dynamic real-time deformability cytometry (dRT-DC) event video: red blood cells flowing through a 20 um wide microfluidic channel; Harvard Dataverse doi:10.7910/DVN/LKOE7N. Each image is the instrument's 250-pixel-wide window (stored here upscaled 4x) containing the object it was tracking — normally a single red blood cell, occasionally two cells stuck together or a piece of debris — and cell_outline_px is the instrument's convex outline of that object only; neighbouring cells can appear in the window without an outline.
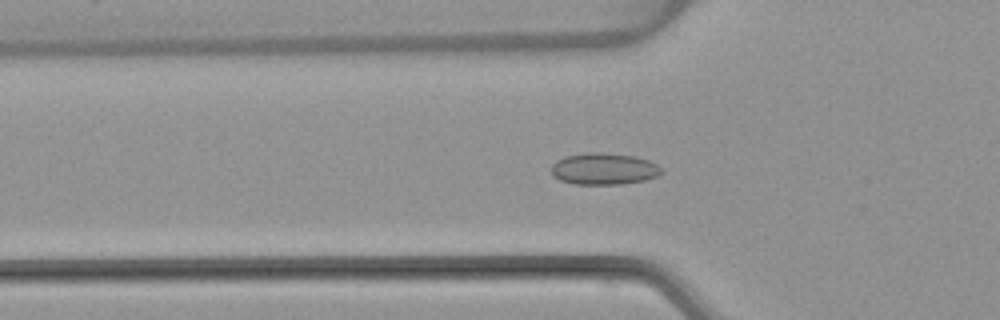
{"species": "common noctule bat (a hibernating species)", "species_latin": "Nyctalus noctula", "temperature_condition": "warm", "stored_images_in_passage": 50, "camera_frame_rate_fps": 3000, "um_per_image_px": 0.085, "animal": {"sex": "female", "body_mass_g": 22.7, "forearm_length_mm": 54.2}, "frame": {"image": 1, "passage_image": 15, "time_ms": 4.667, "image_size_px": [1000, 320], "cell_outline_px": [[664, 172], [656, 176], [644, 180], [620, 184], [572, 184], [560, 180], [552, 176], [552, 164], [556, 160], [568, 156], [588, 152], [600, 152], [636, 156], [648, 160], [656, 164]], "centroid_in_image_um": [51.32, 14.35], "position_along_channel_um": 74.5, "area_um2": 20.29}}
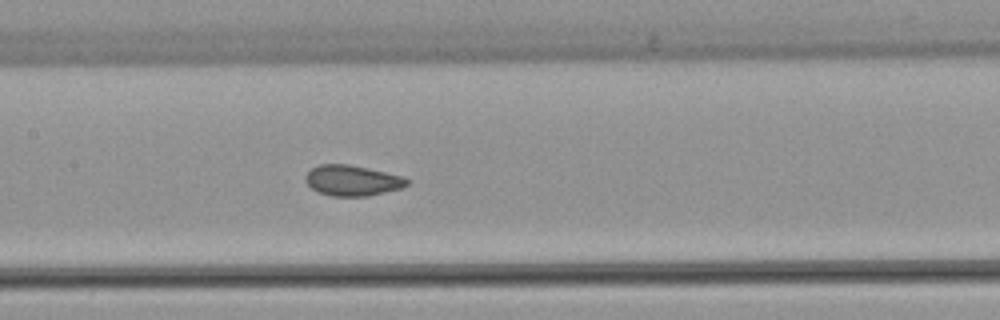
{"frame": {"image": 2, "passage_image": 23, "time_ms": 7.333, "image_size_px": [1000, 320], "cell_outline_px": [[408, 184], [400, 188], [368, 196], [332, 196], [316, 192], [304, 180], [304, 176], [312, 168], [320, 164], [348, 164], [368, 168], [400, 176], [408, 180]], "centroid_in_image_um": [29.88, 15.34], "position_along_channel_um": 177.5, "area_um2": 17.92}}
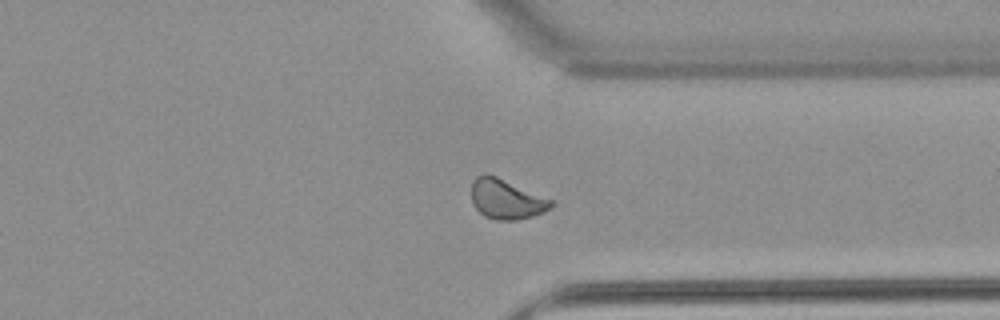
{"frame": {"image": 3, "passage_image": 38, "time_ms": 12.333, "image_size_px": [1000, 320], "cell_outline_px": [[556, 204], [552, 208], [544, 212], [532, 216], [516, 220], [496, 220], [484, 216], [472, 204], [472, 180], [476, 176], [484, 172], [496, 176], [556, 200]], "centroid_in_image_um": [43.08, 16.92], "position_along_channel_um": 368.3, "area_um2": 18.96}, "authors_computed_cell_mechanics": {"area_um2": 18.7561, "velocity_mm_per_s": 3.8397, "shape_relaxation_time_tau1_ms": null, "shape_relaxation_time_tau2_ms": 0.8826, "deformation_change_tau1": null, "deformation_change_tau2": 0.0562}}